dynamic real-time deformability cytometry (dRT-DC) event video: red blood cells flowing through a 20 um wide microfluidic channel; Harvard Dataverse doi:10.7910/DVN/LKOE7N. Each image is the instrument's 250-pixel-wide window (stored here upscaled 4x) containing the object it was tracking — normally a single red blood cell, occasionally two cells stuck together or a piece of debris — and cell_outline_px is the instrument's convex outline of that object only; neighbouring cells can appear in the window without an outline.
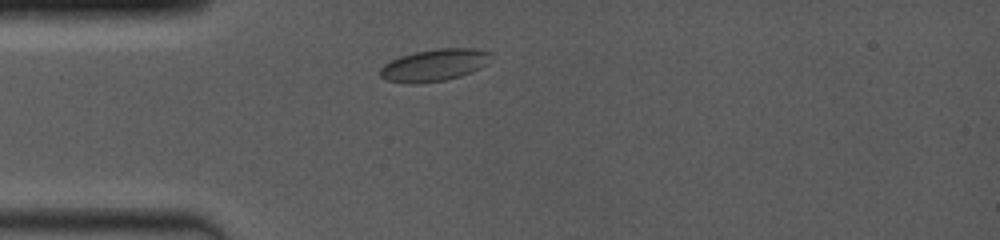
{"species": "common noctule bat (a hibernating species)", "species_latin": "Nyctalus noctula", "temperature_condition": "room temperature", "stored_images_in_passage": 36, "camera_frame_rate_fps": 4000, "um_per_image_px": 0.085, "animal": {"sex": "female", "body_mass_g": 19.0, "forearm_length_mm": 53.3}, "frame": {"image": 1, "passage_image": 1, "time_ms": 0.0, "image_size_px": [1000, 240], "cell_outline_px": [[492, 52], [488, 64], [472, 72], [460, 76], [444, 80], [416, 84], [408, 84], [388, 80], [380, 76], [380, 68], [384, 64], [400, 56], [416, 52], [436, 48], [476, 48]], "centroid_in_image_um": [36.95, 5.53], "position_along_channel_um": 48.1, "area_um2": 20.81}}
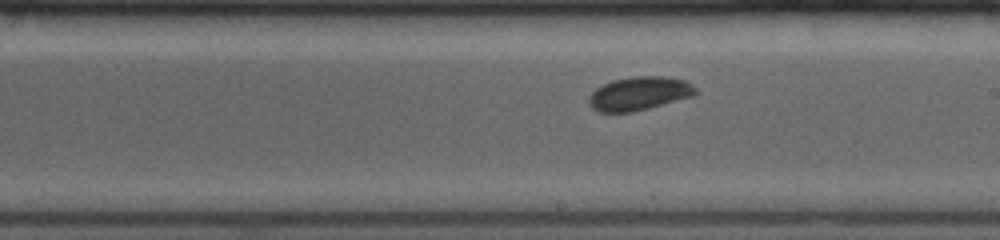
{"frame": {"image": 2, "passage_image": 14, "time_ms": 5.0, "image_size_px": [1000, 240], "cell_outline_px": [[696, 92], [692, 96], [648, 108], [632, 112], [600, 112], [592, 108], [588, 104], [588, 96], [596, 88], [612, 80], [636, 76], [664, 76], [684, 80], [692, 84], [696, 88]], "centroid_in_image_um": [54.3, 7.94], "position_along_channel_um": 234.7, "area_um2": 20.75}}
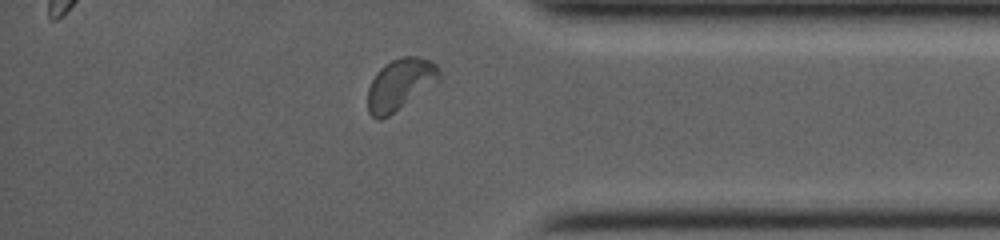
{"frame": {"image": 3, "passage_image": 27, "time_ms": 9.25, "image_size_px": [1000, 240], "cell_outline_px": [[440, 80], [436, 84], [388, 116], [380, 120], [376, 120], [368, 112], [368, 88], [376, 72], [384, 64], [400, 56], [416, 56], [432, 60], [440, 68]], "centroid_in_image_um": [34.03, 7.15], "position_along_channel_um": 401.2, "area_um2": 21.68}, "authors_computed_cell_mechanics": {"area_um2": 20.6346, "velocity_mm_per_s": 4.0129, "shape_relaxation_time_tau1_ms": 4.5499, "shape_relaxation_time_tau2_ms": null, "deformation_change_tau1": 0.0627, "deformation_change_tau2": null}}